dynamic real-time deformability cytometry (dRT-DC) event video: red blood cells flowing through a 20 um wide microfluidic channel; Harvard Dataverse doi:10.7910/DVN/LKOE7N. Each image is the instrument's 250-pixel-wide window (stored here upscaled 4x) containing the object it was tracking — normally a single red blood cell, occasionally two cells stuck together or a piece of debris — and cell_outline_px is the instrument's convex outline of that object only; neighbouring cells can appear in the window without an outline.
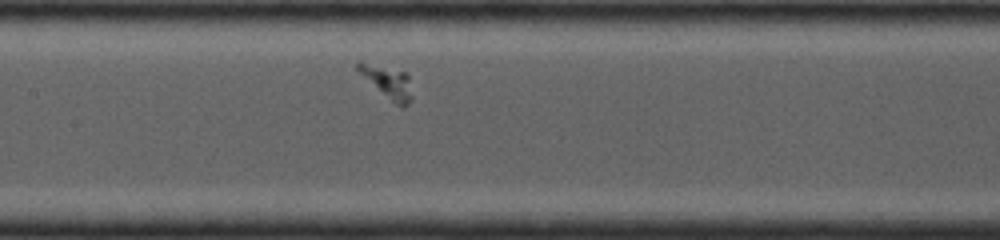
{"species": "common noctule bat (a hibernating species)", "species_latin": "Nyctalus noctula", "temperature_condition": "cold", "stored_images_in_passage": 35, "camera_frame_rate_fps": 4000, "um_per_image_px": 0.085, "animal": {"sex": "female", "body_mass_g": 19.0, "forearm_length_mm": 53.3}, "frame": {"image": 1, "passage_image": 14, "time_ms": 3.0, "image_size_px": [1000, 240], "cell_outline_px": [[412, 100], [404, 108], [396, 104], [364, 76], [356, 68], [356, 64], [360, 60], [408, 72], [412, 96]], "centroid_in_image_um": [33.01, 6.93], "position_along_channel_um": 174.4, "area_um2": 10.0}}